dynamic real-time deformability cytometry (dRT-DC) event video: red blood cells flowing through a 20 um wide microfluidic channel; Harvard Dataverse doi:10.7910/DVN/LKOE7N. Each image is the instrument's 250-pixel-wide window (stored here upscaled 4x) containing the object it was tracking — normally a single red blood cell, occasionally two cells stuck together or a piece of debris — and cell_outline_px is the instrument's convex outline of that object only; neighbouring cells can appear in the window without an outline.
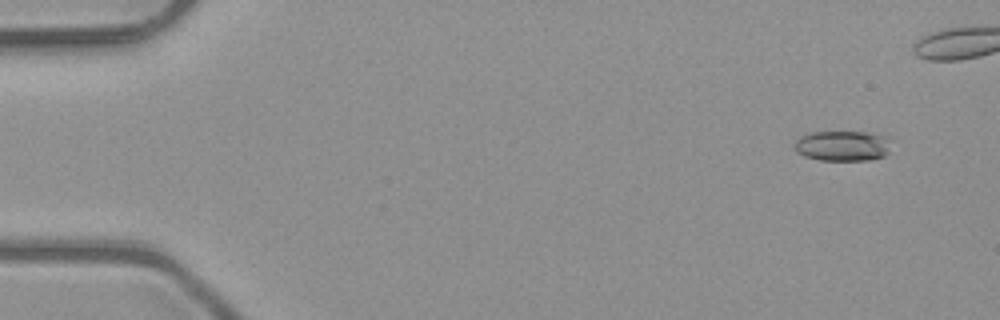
{"species": "common noctule bat (a hibernating species)", "species_latin": "Nyctalus noctula", "temperature_condition": "room temperature", "stored_images_in_passage": 7, "camera_frame_rate_fps": 3000, "um_per_image_px": 0.085, "animal": {"sex": "male", "body_mass_g": 23.1, "forearm_length_mm": 52.7}, "frame": {"image": 1, "passage_image": 2, "time_ms": 0.333, "image_size_px": [1000, 320], "cell_outline_px": [[888, 152], [884, 156], [872, 160], [820, 160], [804, 156], [796, 152], [796, 140], [800, 136], [812, 132], [864, 132], [888, 136]], "centroid_in_image_um": [71.62, 12.4], "position_along_channel_um": 13.4, "area_um2": 16.99}}